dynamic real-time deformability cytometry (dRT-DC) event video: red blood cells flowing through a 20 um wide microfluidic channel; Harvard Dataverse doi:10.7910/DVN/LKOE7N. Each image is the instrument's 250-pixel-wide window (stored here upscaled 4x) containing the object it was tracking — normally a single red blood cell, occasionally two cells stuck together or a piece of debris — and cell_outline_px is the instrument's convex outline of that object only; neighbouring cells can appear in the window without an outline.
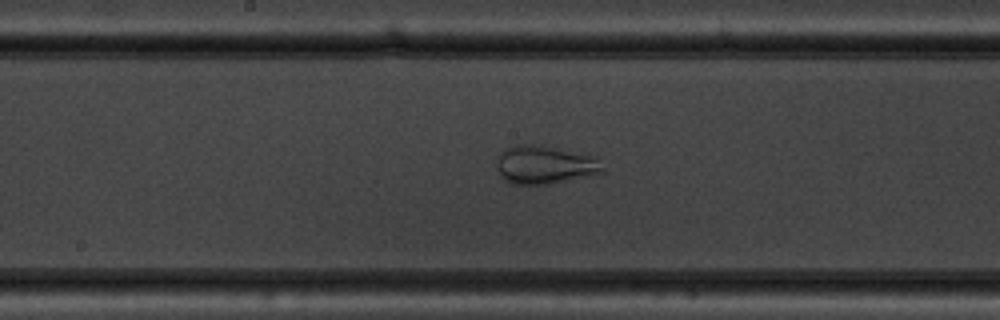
{"species": "common noctule bat (a hibernating species)", "species_latin": "Nyctalus noctula", "temperature_condition": "warm", "stored_images_in_passage": 53, "camera_frame_rate_fps": 3000, "um_per_image_px": 0.085, "animal": {"sex": "male", "body_mass_g": 19.5, "forearm_length_mm": 54.6}, "frame": {"image": 1, "passage_image": 27, "time_ms": 8.667, "image_size_px": [1000, 320], "cell_outline_px": [[604, 172], [588, 176], [548, 184], [512, 184], [504, 180], [500, 176], [496, 168], [496, 156], [504, 148], [516, 144], [544, 144], [600, 156], [604, 168]], "centroid_in_image_um": [46.33, 13.97], "position_along_channel_um": 201.9, "area_um2": 24.68}}
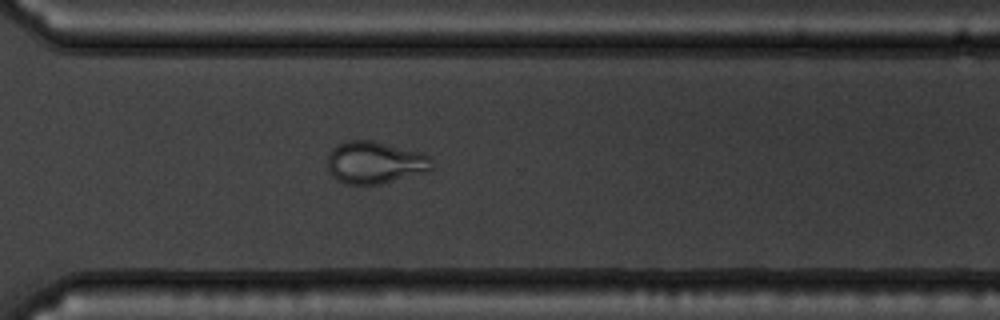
{"frame": {"image": 2, "passage_image": 38, "time_ms": 12.333, "image_size_px": [1000, 320], "cell_outline_px": [[432, 168], [428, 172], [380, 184], [344, 184], [336, 180], [332, 176], [328, 168], [328, 156], [332, 148], [336, 144], [348, 140], [372, 140], [424, 152], [432, 160]], "centroid_in_image_um": [31.88, 13.81], "position_along_channel_um": 338.7, "area_um2": 26.07}}
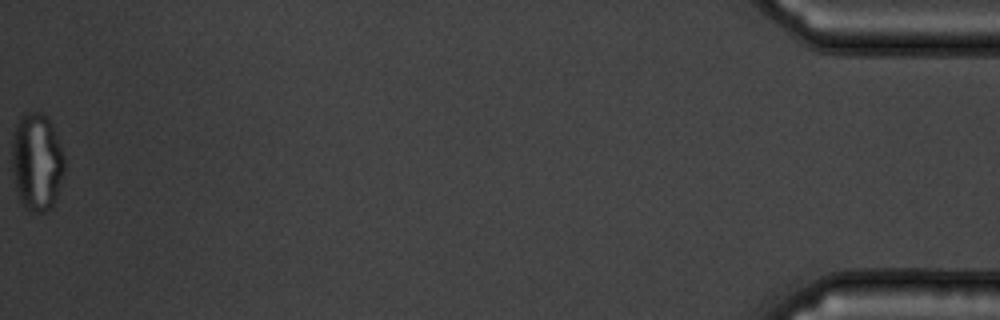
{"frame": {"image": 3, "passage_image": 53, "time_ms": 17.333, "image_size_px": [1000, 320], "cell_outline_px": [[64, 172], [52, 208], [44, 212], [32, 212], [24, 208], [20, 200], [16, 188], [12, 168], [12, 132], [20, 116], [24, 112], [40, 112], [48, 116], [52, 124], [64, 156]], "centroid_in_image_um": [3.11, 13.74], "position_along_channel_um": 432.1, "area_um2": 30.17}, "authors_computed_cell_mechanics": {"area_um2": 27.744, "velocity_mm_per_s": 3.7608, "shape_relaxation_time_tau1_ms": null, "shape_relaxation_time_tau2_ms": 1.348, "deformation_change_tau1": null, "deformation_change_tau2": 0.0625}}